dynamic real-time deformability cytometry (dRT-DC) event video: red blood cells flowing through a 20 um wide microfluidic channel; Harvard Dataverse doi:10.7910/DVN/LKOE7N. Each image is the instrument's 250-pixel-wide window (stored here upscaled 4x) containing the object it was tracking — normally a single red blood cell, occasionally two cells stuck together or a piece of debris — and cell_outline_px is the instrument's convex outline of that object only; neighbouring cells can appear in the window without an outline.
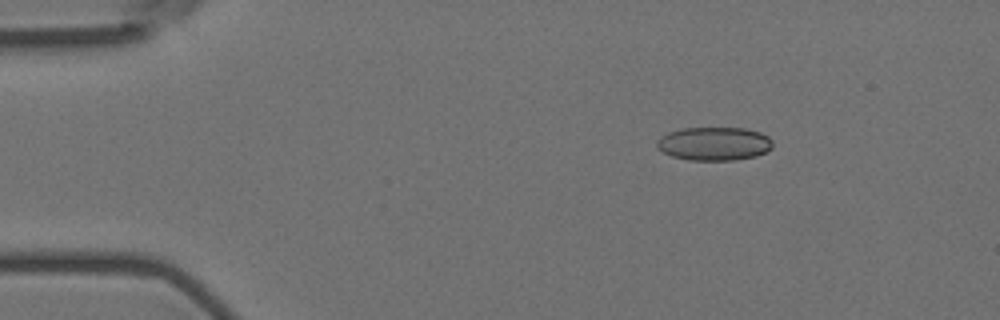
{"species": "Egyptian fruit bat (a non-hibernating species)", "species_latin": "Rousettus aegyptiacus", "temperature_condition": "room temperature", "stored_images_in_passage": 36, "camera_frame_rate_fps": 3000, "um_per_image_px": 0.085, "animal": {"sex": "female"}, "frame": {"image": 1, "passage_image": 1, "time_ms": 0.0, "image_size_px": [1000, 320], "cell_outline_px": [[772, 148], [768, 152], [756, 156], [736, 160], [688, 160], [672, 156], [656, 148], [656, 140], [660, 136], [668, 132], [680, 128], [744, 128], [760, 132], [768, 136], [772, 140]], "centroid_in_image_um": [60.7, 12.21], "position_along_channel_um": 24.3, "area_um2": 22.89}}
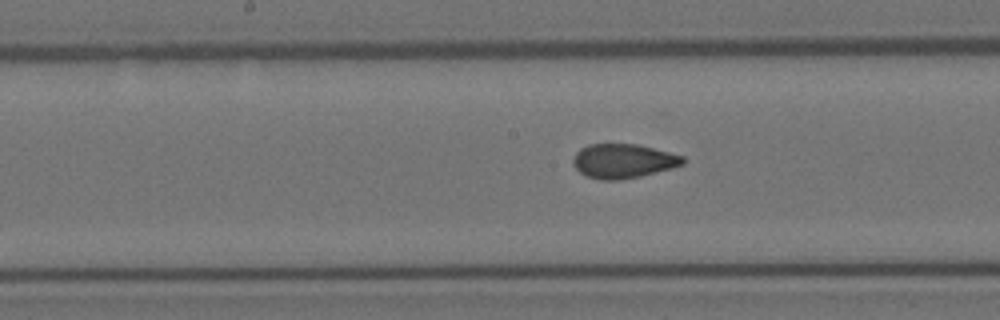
{"frame": {"image": 2, "passage_image": 21, "time_ms": 6.667, "image_size_px": [1000, 320], "cell_outline_px": [[684, 164], [672, 168], [640, 176], [620, 180], [600, 180], [584, 176], [572, 164], [572, 160], [576, 152], [580, 148], [588, 144], [636, 144], [684, 156]], "centroid_in_image_um": [52.93, 13.69], "position_along_channel_um": 195.3, "area_um2": 21.96}}
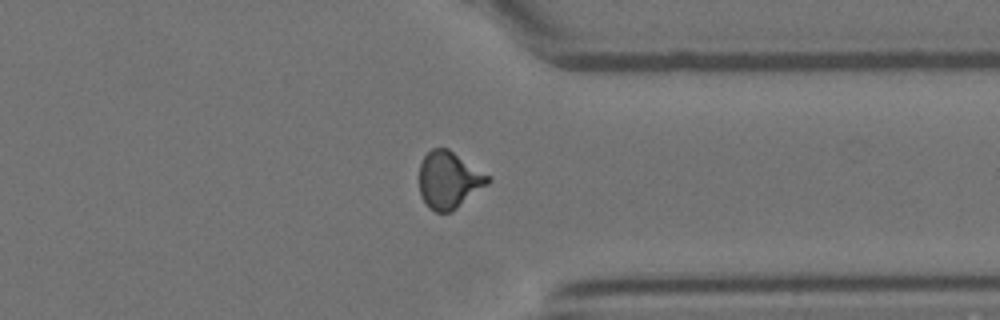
{"frame": {"image": 3, "passage_image": 36, "time_ms": 11.667, "image_size_px": [1000, 320], "cell_outline_px": [[492, 180], [488, 184], [456, 208], [448, 212], [436, 212], [428, 208], [420, 196], [420, 164], [424, 156], [432, 148], [448, 148], [492, 176]], "centroid_in_image_um": [38.17, 15.29], "position_along_channel_um": 373.2, "area_um2": 22.89}, "authors_computed_cell_mechanics": {"area_um2": 22.1663, "velocity_mm_per_s": 3.6334, "shape_relaxation_time_tau1_ms": 10.5494, "shape_relaxation_time_tau2_ms": 1.1791, "deformation_change_tau1": 0.1947, "deformation_change_tau2": 0.0694}}